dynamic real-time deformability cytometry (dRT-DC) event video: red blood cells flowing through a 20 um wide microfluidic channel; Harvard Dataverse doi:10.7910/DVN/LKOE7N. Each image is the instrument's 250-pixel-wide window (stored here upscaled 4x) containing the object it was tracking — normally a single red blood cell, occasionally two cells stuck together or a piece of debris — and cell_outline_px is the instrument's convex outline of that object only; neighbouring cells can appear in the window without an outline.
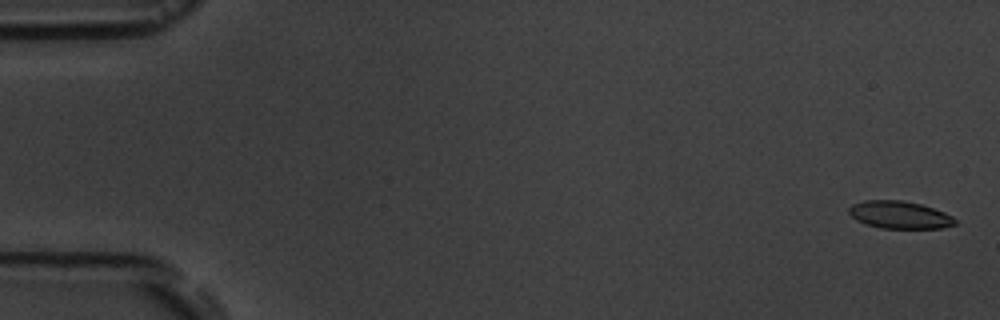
{"species": "common noctule bat (a hibernating species)", "species_latin": "Nyctalus noctula", "temperature_condition": "room temperature", "stored_images_in_passage": 4, "camera_frame_rate_fps": 3000, "um_per_image_px": 0.085, "animal": {"sex": "male", "body_mass_g": 19.5, "forearm_length_mm": 54.6}, "frame": {"image": 1, "passage_image": 1, "time_ms": 0.0, "image_size_px": [1000, 320], "cell_outline_px": [[956, 224], [940, 228], [880, 228], [856, 220], [848, 212], [848, 208], [852, 204], [864, 200], [900, 200], [920, 204], [944, 212], [952, 216], [956, 220]], "centroid_in_image_um": [76.44, 18.26], "position_along_channel_um": 8.6, "area_um2": 16.88}}
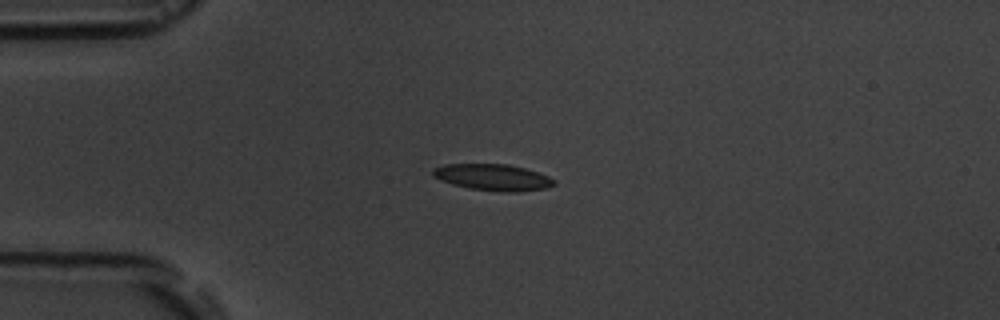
{"frame": {"image": 2, "passage_image": 4, "time_ms": 4.333, "image_size_px": [1000, 320], "cell_outline_px": [[556, 184], [548, 188], [516, 192], [504, 192], [468, 188], [452, 184], [440, 180], [432, 176], [432, 168], [444, 164], [508, 164], [524, 168], [548, 176], [556, 180]], "centroid_in_image_um": [41.88, 15.07], "position_along_channel_um": 43.1, "area_um2": 18.79}}